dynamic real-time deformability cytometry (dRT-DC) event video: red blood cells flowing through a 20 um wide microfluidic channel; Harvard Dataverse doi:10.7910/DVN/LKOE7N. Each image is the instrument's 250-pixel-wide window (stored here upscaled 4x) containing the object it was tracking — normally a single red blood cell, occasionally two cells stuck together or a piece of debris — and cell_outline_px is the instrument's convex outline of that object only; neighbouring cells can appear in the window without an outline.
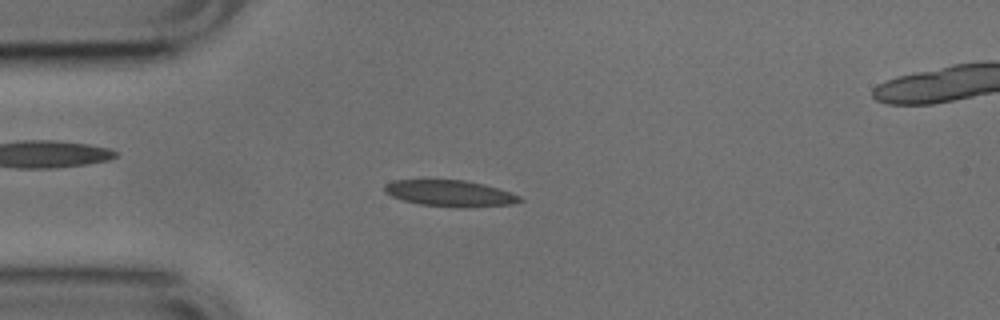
{"species": "common noctule bat (a hibernating species)", "species_latin": "Nyctalus noctula", "temperature_condition": "cold", "stored_images_in_passage": 52, "camera_frame_rate_fps": 3000, "um_per_image_px": 0.085, "animal": {"sex": "male", "body_mass_g": 17.9, "forearm_length_mm": 54.2}, "frame": {"image": 1, "passage_image": 12, "time_ms": 3.667, "image_size_px": [1000, 320], "cell_outline_px": [[524, 200], [512, 204], [464, 208], [420, 204], [404, 200], [392, 196], [384, 192], [384, 184], [392, 180], [464, 180], [484, 184], [520, 196]], "centroid_in_image_um": [38.23, 16.43], "position_along_channel_um": 46.8, "area_um2": 20.58}}
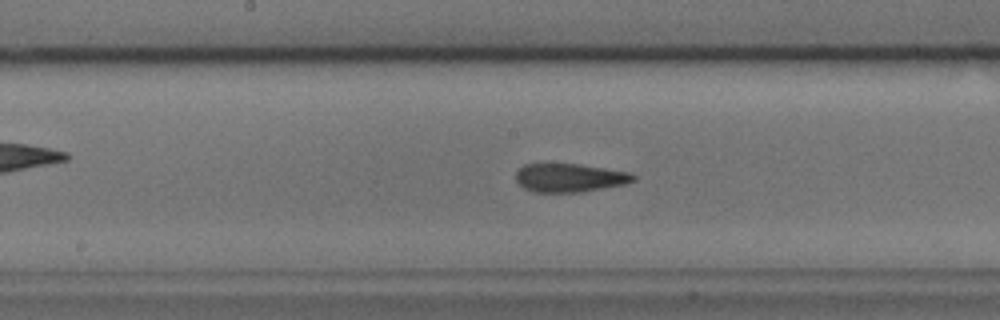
{"frame": {"image": 2, "passage_image": 25, "time_ms": 8.0, "image_size_px": [1000, 320], "cell_outline_px": [[636, 180], [624, 184], [580, 192], [532, 192], [524, 188], [516, 180], [516, 172], [524, 164], [576, 164], [632, 172], [636, 176]], "centroid_in_image_um": [48.43, 15.11], "position_along_channel_um": 199.8, "area_um2": 19.42}}
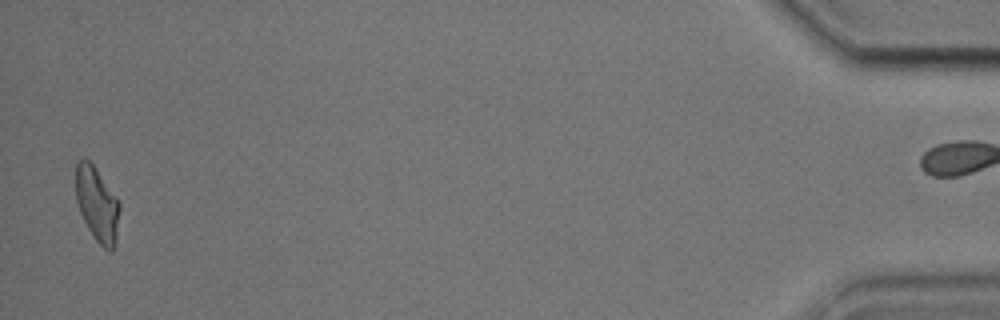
{"frame": {"image": 3, "passage_image": 50, "time_ms": 16.333, "image_size_px": [1000, 320], "cell_outline_px": [[120, 208], [116, 244], [112, 252], [108, 252], [92, 236], [80, 212], [76, 200], [76, 164], [84, 156], [92, 164], [120, 200]], "centroid_in_image_um": [8.28, 17.39], "position_along_channel_um": 426.9, "area_um2": 19.25}, "authors_computed_cell_mechanics": {"area_um2": 19.3341, "velocity_mm_per_s": 3.8196, "shape_relaxation_time_tau1_ms": 7.2859, "shape_relaxation_time_tau2_ms": 2.4343, "deformation_change_tau1": 0.2, "deformation_change_tau2": 0.1034}}